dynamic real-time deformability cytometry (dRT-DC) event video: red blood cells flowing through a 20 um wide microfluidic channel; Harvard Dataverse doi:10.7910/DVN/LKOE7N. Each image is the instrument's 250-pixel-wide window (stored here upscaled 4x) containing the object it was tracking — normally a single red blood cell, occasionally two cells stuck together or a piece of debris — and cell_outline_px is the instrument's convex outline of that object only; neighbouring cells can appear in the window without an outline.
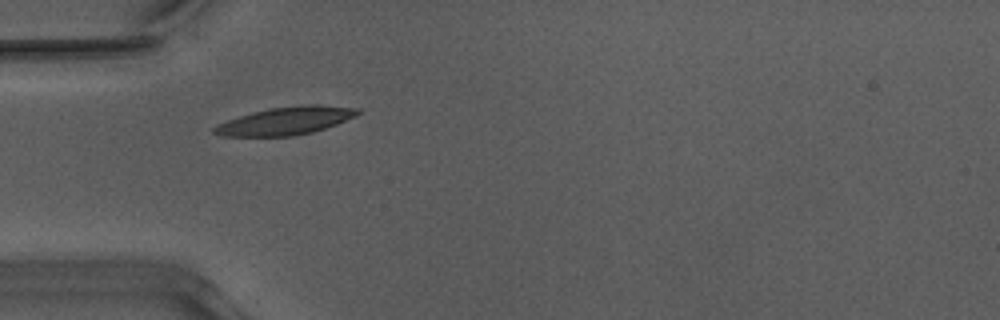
{"species": "Egyptian fruit bat (a non-hibernating species)", "species_latin": "Rousettus aegyptiacus", "temperature_condition": "warm", "stored_images_in_passage": 32, "camera_frame_rate_fps": 3000, "um_per_image_px": 0.085, "animal": {"sex": "male"}, "frame": {"image": 1, "passage_image": 1, "time_ms": 0.0, "image_size_px": [1000, 320], "cell_outline_px": [[360, 112], [356, 116], [336, 124], [312, 132], [292, 136], [220, 136], [212, 132], [212, 128], [216, 124], [252, 112], [268, 108], [312, 104], [316, 104], [360, 108]], "centroid_in_image_um": [24.27, 10.27], "position_along_channel_um": 60.7, "area_um2": 23.24}}
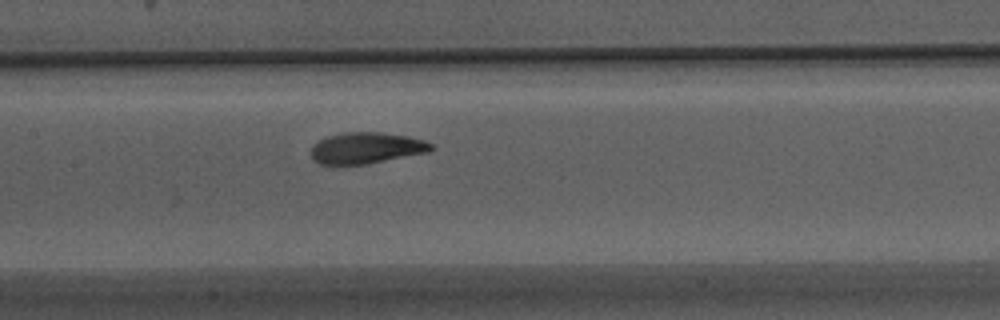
{"frame": {"image": 2, "passage_image": 10, "time_ms": 3.0, "image_size_px": [1000, 320], "cell_outline_px": [[436, 148], [428, 152], [368, 164], [320, 164], [312, 160], [308, 152], [312, 144], [328, 136], [344, 132], [380, 132], [408, 136], [424, 140], [432, 144]], "centroid_in_image_um": [31.11, 12.58], "position_along_channel_um": 176.3, "area_um2": 22.14}}
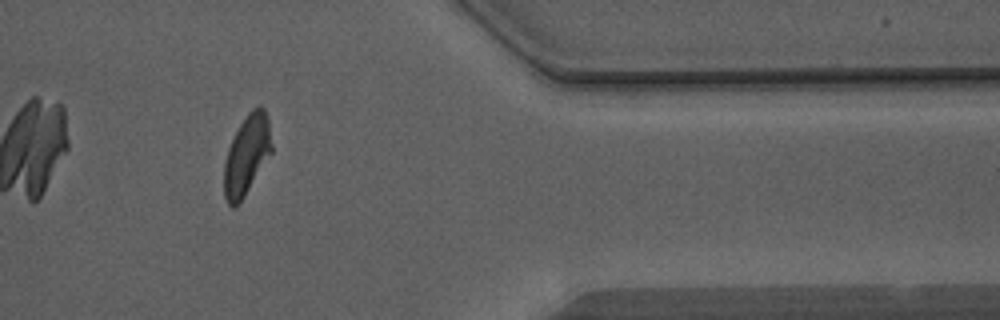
{"frame": {"image": 3, "passage_image": 28, "time_ms": 9.0, "image_size_px": [1000, 320], "cell_outline_px": [[272, 152], [244, 196], [236, 208], [232, 208], [228, 204], [224, 196], [224, 164], [228, 148], [240, 124], [248, 112], [252, 108], [260, 104], [264, 108], [268, 116], [272, 148]], "centroid_in_image_um": [20.97, 13.17], "position_along_channel_um": 390.4, "area_um2": 22.08}, "authors_computed_cell_mechanics": {"area_um2": 22.2241, "velocity_mm_per_s": 3.9415, "shape_relaxation_time_tau1_ms": 2.2724, "shape_relaxation_time_tau2_ms": 1.2313, "deformation_change_tau1": 0.1641, "deformation_change_tau2": 0.0831}}